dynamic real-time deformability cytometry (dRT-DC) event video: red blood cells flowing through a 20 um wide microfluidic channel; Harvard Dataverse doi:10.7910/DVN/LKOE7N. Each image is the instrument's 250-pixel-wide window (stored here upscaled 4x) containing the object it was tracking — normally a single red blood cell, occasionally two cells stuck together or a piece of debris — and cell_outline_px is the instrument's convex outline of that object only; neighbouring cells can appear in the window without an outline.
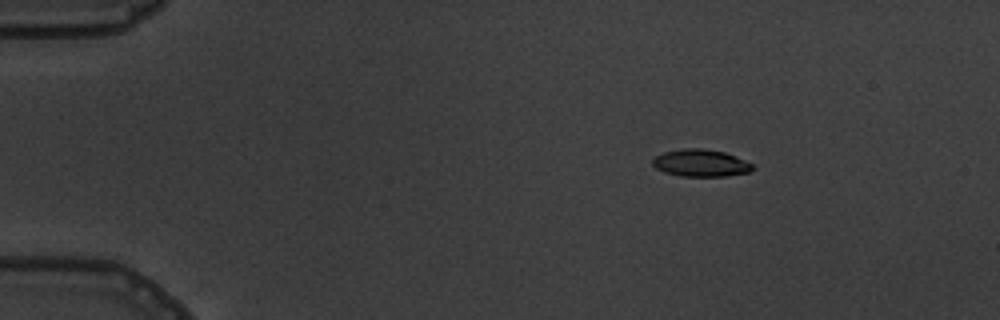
{"species": "common noctule bat (a hibernating species)", "species_latin": "Nyctalus noctula", "temperature_condition": "warm", "stored_images_in_passage": 5, "camera_frame_rate_fps": 3000, "um_per_image_px": 0.085, "animal": {"sex": "male", "body_mass_g": 19.5, "forearm_length_mm": 54.6}, "frame": {"image": 1, "passage_image": 3, "time_ms": 2.333, "image_size_px": [1000, 320], "cell_outline_px": [[756, 168], [748, 172], [724, 176], [680, 176], [664, 172], [656, 168], [652, 164], [652, 160], [656, 156], [664, 152], [684, 148], [704, 148], [724, 152], [736, 156], [752, 164]], "centroid_in_image_um": [59.56, 13.85], "position_along_channel_um": 25.4, "area_um2": 15.84}}